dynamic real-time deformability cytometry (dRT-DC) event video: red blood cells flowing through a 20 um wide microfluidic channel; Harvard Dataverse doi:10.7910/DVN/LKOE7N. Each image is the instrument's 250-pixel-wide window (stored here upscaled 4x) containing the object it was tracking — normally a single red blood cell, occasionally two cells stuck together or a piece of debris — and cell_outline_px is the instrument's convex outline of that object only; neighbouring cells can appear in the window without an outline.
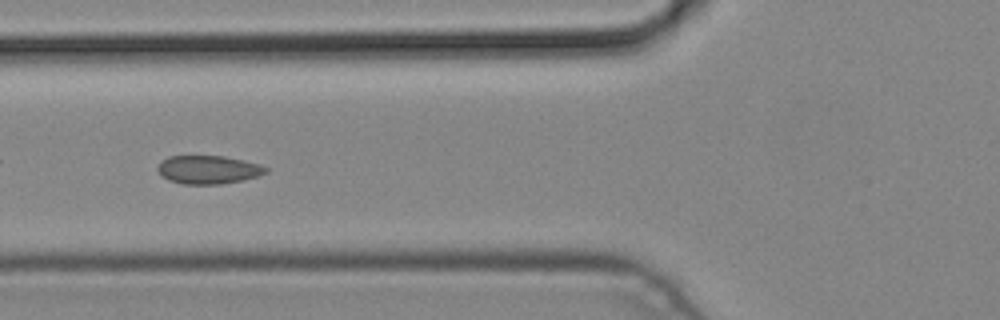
{"species": "common noctule bat (a hibernating species)", "species_latin": "Nyctalus noctula", "temperature_condition": "cold", "stored_images_in_passage": 5, "camera_frame_rate_fps": 3000, "um_per_image_px": 0.085, "animal": {"sex": "male", "body_mass_g": 19.2, "forearm_length_mm": 51.8}, "frame": {"image": 1, "passage_image": 5, "time_ms": 1.333, "image_size_px": [1000, 320], "cell_outline_px": [[268, 172], [244, 180], [220, 184], [184, 184], [168, 180], [160, 176], [156, 168], [168, 156], [224, 156], [244, 160], [260, 164], [268, 168]], "centroid_in_image_um": [17.7, 14.42], "position_along_channel_um": 108.1, "area_um2": 17.92}}